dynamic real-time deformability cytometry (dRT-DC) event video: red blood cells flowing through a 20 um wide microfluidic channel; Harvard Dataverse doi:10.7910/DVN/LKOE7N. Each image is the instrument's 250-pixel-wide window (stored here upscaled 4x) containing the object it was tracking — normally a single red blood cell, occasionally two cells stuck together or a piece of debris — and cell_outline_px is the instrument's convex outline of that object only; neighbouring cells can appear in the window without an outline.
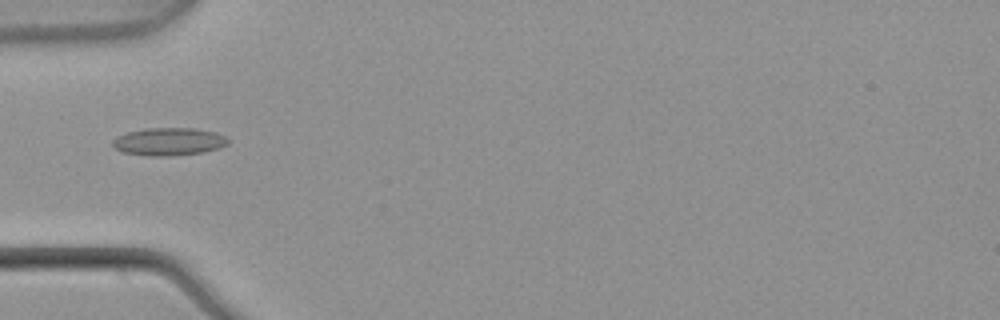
{"species": "common noctule bat (a hibernating species)", "species_latin": "Nyctalus noctula", "temperature_condition": "warm", "stored_images_in_passage": 6, "camera_frame_rate_fps": 3000, "um_per_image_px": 0.085, "animal": {"sex": "male", "body_mass_g": 21.5, "forearm_length_mm": 52.0}, "frame": {"image": 1, "passage_image": 5, "time_ms": 1.333, "image_size_px": [1000, 320], "cell_outline_px": [[232, 140], [228, 144], [220, 148], [204, 152], [172, 156], [148, 156], [120, 152], [112, 144], [112, 140], [116, 136], [128, 132], [144, 128], [196, 128], [212, 132], [224, 136]], "centroid_in_image_um": [14.34, 12.04], "position_along_channel_um": 70.7, "area_um2": 18.9}}
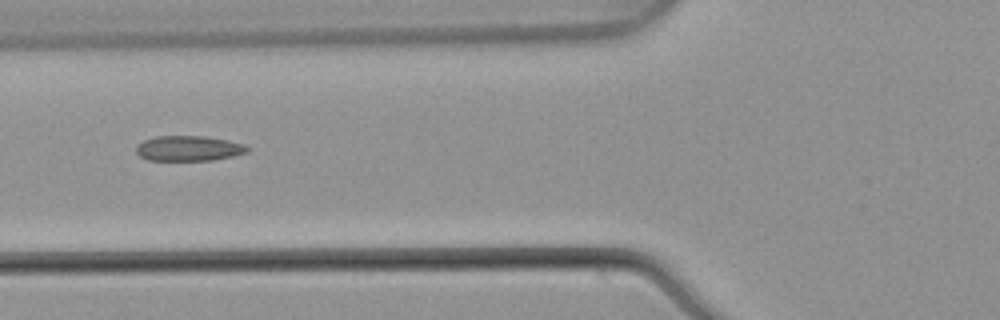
{"frame": {"image": 2, "passage_image": 6, "time_ms": 1.667, "image_size_px": [1000, 320], "cell_outline_px": [[248, 152], [232, 156], [212, 160], [148, 160], [140, 156], [136, 152], [136, 144], [144, 140], [156, 136], [204, 136], [228, 140], [244, 144], [248, 148]], "centroid_in_image_um": [16.01, 12.6], "position_along_channel_um": 109.8, "area_um2": 16.3}}